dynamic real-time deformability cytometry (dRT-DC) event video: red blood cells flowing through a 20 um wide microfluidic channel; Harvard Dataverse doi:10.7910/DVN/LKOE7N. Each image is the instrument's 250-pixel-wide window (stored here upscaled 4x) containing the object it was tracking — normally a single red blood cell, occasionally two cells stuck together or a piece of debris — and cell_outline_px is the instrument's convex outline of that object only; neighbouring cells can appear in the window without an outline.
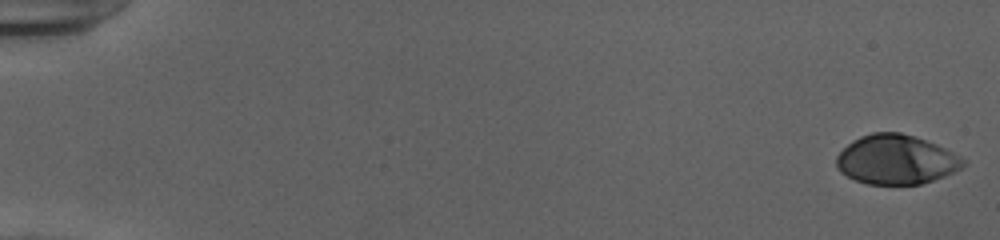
{"species": "human", "species_latin": "Homo sapiens", "temperature_condition": "cold", "stored_images_in_passage": 53, "camera_frame_rate_fps": 3000, "um_per_image_px": 0.085, "donor": {"sex": "female"}, "frame": {"image": 1, "passage_image": 1, "time_ms": 0.0, "image_size_px": [1000, 240], "cell_outline_px": [[968, 164], [944, 176], [920, 184], [868, 184], [856, 180], [840, 172], [836, 168], [836, 156], [852, 140], [860, 136], [872, 132], [900, 132], [936, 144], [968, 160]], "centroid_in_image_um": [76.16, 13.56], "position_along_channel_um": 8.8, "area_um2": 36.41}}
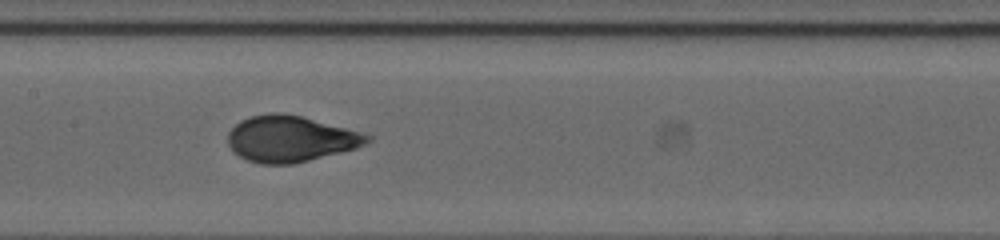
{"frame": {"image": 2, "passage_image": 28, "time_ms": 9.0, "image_size_px": [1000, 240], "cell_outline_px": [[372, 140], [356, 148], [292, 164], [260, 164], [248, 160], [232, 152], [228, 144], [228, 132], [240, 120], [252, 116], [272, 112], [284, 112], [300, 116], [344, 128], [372, 136]], "centroid_in_image_um": [24.63, 11.8], "position_along_channel_um": 182.8, "area_um2": 37.05}}
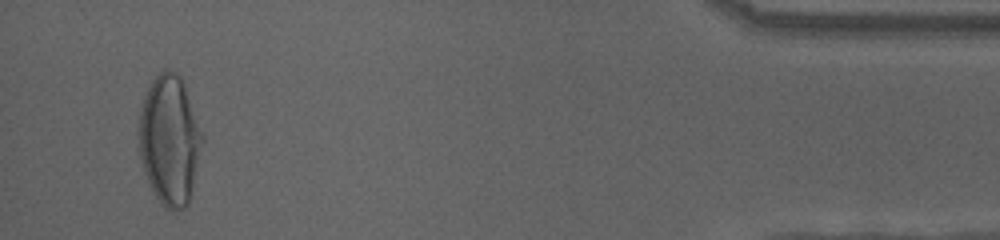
{"frame": {"image": 3, "passage_image": 51, "time_ms": 16.667, "image_size_px": [1000, 240], "cell_outline_px": [[204, 140], [188, 204], [184, 208], [176, 212], [164, 208], [160, 204], [144, 172], [140, 160], [136, 132], [140, 108], [144, 96], [152, 80], [164, 68], [168, 68], [176, 72], [180, 76], [184, 84], [204, 136]], "centroid_in_image_um": [14.39, 11.9], "position_along_channel_um": 420.8, "area_um2": 48.61}, "authors_computed_cell_mechanics": {"area_um2": 36.9342, "velocity_mm_per_s": 3.9462, "shape_relaxation_time_tau1_ms": 4.1149, "shape_relaxation_time_tau2_ms": null, "deformation_change_tau1": 0.19, "deformation_change_tau2": null}}